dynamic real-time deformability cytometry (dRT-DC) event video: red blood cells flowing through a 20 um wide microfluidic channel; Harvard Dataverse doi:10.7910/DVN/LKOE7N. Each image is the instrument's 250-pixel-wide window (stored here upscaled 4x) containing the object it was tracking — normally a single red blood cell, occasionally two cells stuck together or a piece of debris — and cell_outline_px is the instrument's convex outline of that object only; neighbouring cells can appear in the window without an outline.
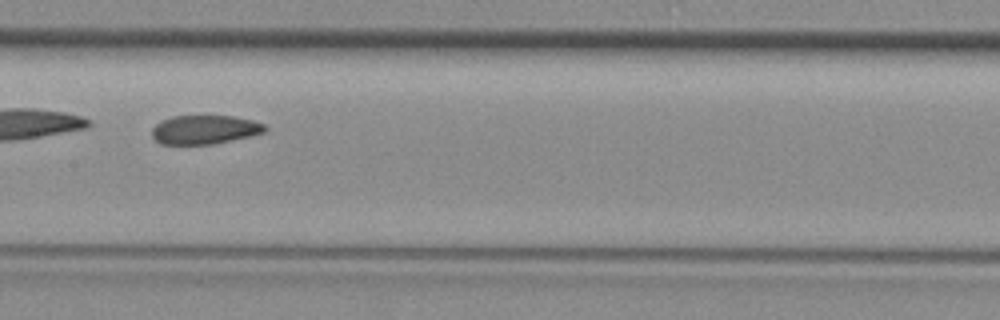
{"species": "common noctule bat (a hibernating species)", "species_latin": "Nyctalus noctula", "temperature_condition": "room temperature", "stored_images_in_passage": 33, "camera_frame_rate_fps": 3000, "um_per_image_px": 0.085, "animal": {"sex": "female", "body_mass_g": 29.2, "forearm_length_mm": 56.3}, "frame": {"image": 1, "passage_image": 10, "time_ms": 3.0, "image_size_px": [1000, 320], "cell_outline_px": [[268, 128], [264, 132], [248, 136], [212, 144], [160, 144], [152, 136], [152, 128], [156, 124], [172, 116], [232, 116], [252, 120], [264, 124]], "centroid_in_image_um": [17.38, 11.01], "position_along_channel_um": 190.0, "area_um2": 18.79}}
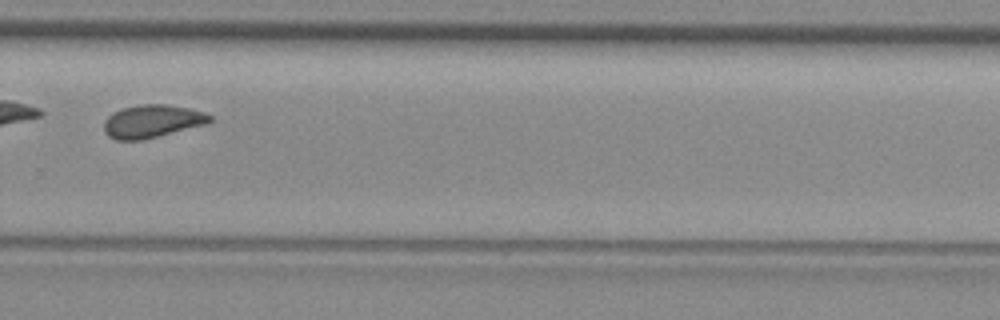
{"frame": {"image": 2, "passage_image": 19, "time_ms": 6.0, "image_size_px": [1000, 320], "cell_outline_px": [[212, 120], [208, 124], [140, 140], [116, 140], [108, 136], [104, 132], [104, 120], [112, 112], [124, 108], [140, 104], [168, 104], [188, 108], [212, 116]], "centroid_in_image_um": [12.9, 10.31], "position_along_channel_um": 316.9, "area_um2": 20.23}}